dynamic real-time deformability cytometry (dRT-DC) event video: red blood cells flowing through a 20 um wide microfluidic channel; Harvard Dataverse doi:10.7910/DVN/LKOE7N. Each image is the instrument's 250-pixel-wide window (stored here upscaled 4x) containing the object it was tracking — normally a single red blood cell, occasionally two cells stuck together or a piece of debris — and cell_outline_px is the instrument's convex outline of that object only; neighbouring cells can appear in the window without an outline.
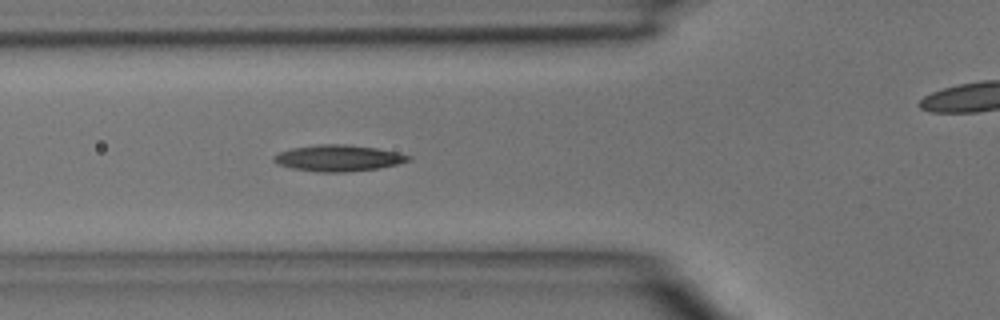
{"species": "common noctule bat (a hibernating species)", "species_latin": "Nyctalus noctula", "temperature_condition": "room temperature", "stored_images_in_passage": 45, "camera_frame_rate_fps": 3000, "um_per_image_px": 0.085, "animal": {"sex": "male", "body_mass_g": 15.6}, "frame": {"image": 1, "passage_image": 14, "time_ms": 4.333, "image_size_px": [1000, 320], "cell_outline_px": [[412, 160], [380, 168], [344, 172], [320, 172], [292, 168], [276, 164], [272, 160], [272, 156], [280, 152], [292, 148], [316, 144], [348, 144], [376, 148], [396, 152], [412, 156]], "centroid_in_image_um": [28.74, 13.43], "position_along_channel_um": 97.1, "area_um2": 20.69}}
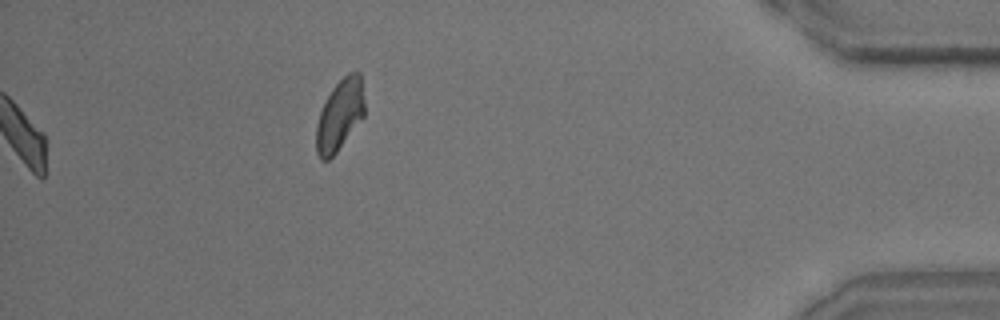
{"frame": {"image": 2, "passage_image": 45, "time_ms": 14.667, "image_size_px": [1000, 320], "cell_outline_px": [[364, 116], [336, 152], [328, 160], [320, 160], [316, 152], [316, 124], [320, 112], [332, 88], [348, 72], [360, 72], [364, 100]], "centroid_in_image_um": [28.87, 9.78], "position_along_channel_um": 406.3, "area_um2": 19.83}}